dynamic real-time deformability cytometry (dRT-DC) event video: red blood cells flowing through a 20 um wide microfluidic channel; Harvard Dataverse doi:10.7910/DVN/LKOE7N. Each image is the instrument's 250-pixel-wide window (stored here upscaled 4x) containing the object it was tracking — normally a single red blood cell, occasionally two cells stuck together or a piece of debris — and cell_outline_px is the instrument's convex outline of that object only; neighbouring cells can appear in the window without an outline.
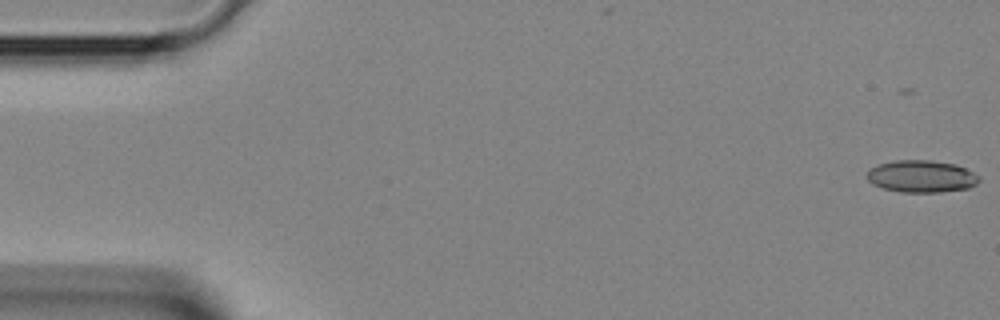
{"species": "Egyptian fruit bat (a non-hibernating species)", "species_latin": "Rousettus aegyptiacus", "temperature_condition": "room temperature", "stored_images_in_passage": 3, "camera_frame_rate_fps": 3000, "um_per_image_px": 0.085, "animal": {"sex": "female"}, "frame": {"image": 1, "passage_image": 1, "time_ms": 0.0, "image_size_px": [1000, 320], "cell_outline_px": [[980, 180], [976, 184], [968, 188], [940, 192], [900, 192], [884, 188], [872, 184], [868, 180], [868, 172], [876, 164], [896, 160], [932, 160], [956, 164], [980, 176]], "centroid_in_image_um": [78.33, 14.98], "position_along_channel_um": 6.7, "area_um2": 20.98}}